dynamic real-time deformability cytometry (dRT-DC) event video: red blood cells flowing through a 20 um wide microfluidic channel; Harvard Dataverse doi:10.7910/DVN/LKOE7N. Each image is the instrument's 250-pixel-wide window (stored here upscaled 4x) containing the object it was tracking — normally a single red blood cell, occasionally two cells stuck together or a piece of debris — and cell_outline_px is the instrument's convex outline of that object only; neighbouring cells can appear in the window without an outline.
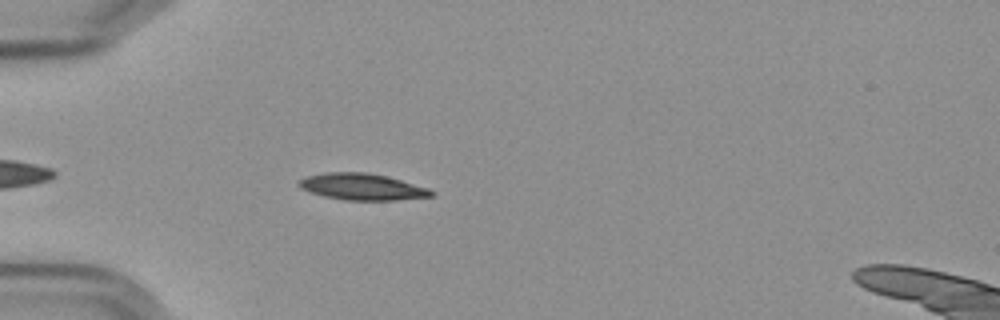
{"species": "Egyptian fruit bat (a non-hibernating species)", "species_latin": "Rousettus aegyptiacus", "temperature_condition": "cold", "stored_images_in_passage": 42, "camera_frame_rate_fps": 3000, "um_per_image_px": 0.085, "frame": {"image": 1, "passage_image": 2, "time_ms": 0.333, "image_size_px": [1000, 320], "cell_outline_px": [[436, 192], [432, 196], [396, 200], [344, 200], [324, 196], [300, 188], [300, 180], [308, 176], [328, 172], [364, 172], [384, 176], [400, 180], [428, 188]], "centroid_in_image_um": [30.81, 15.88], "position_along_channel_um": 54.2, "area_um2": 20.06}}
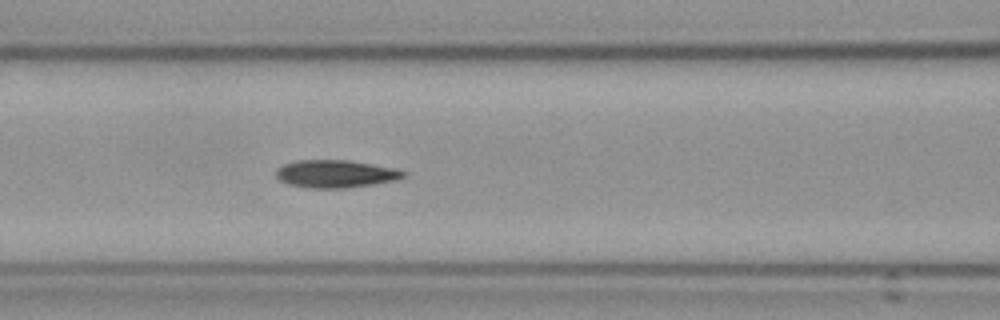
{"frame": {"image": 2, "passage_image": 10, "time_ms": 3.0, "image_size_px": [1000, 320], "cell_outline_px": [[404, 176], [396, 180], [372, 184], [344, 188], [308, 188], [288, 184], [280, 180], [276, 176], [276, 168], [284, 164], [296, 160], [348, 160], [396, 168], [404, 172]], "centroid_in_image_um": [28.48, 14.77], "position_along_channel_um": 138.1, "area_um2": 20.46}}
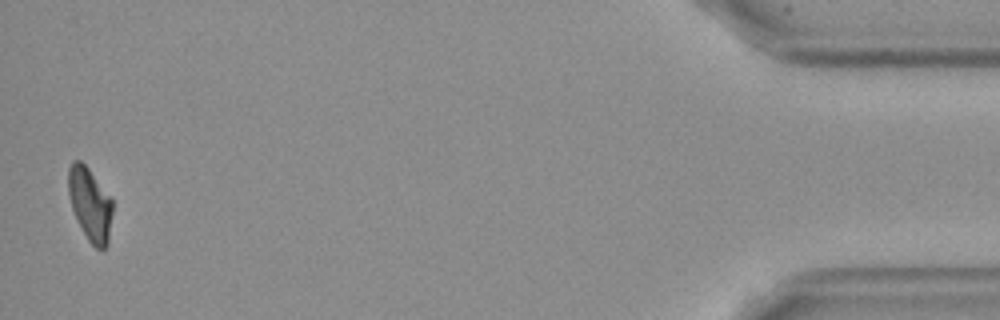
{"frame": {"image": 3, "passage_image": 41, "time_ms": 13.333, "image_size_px": [1000, 320], "cell_outline_px": [[112, 212], [108, 244], [104, 248], [96, 248], [88, 240], [72, 208], [68, 192], [68, 168], [72, 160], [80, 160], [88, 168], [112, 200]], "centroid_in_image_um": [7.64, 17.33], "position_along_channel_um": 427.6, "area_um2": 18.44}, "authors_computed_cell_mechanics": {"area_um2": 20.0855, "velocity_mm_per_s": 3.5945, "shape_relaxation_time_tau1_ms": 6.8325, "shape_relaxation_time_tau2_ms": 5.7401, "deformation_change_tau1": 0.168, "deformation_change_tau2": 0.0954}}